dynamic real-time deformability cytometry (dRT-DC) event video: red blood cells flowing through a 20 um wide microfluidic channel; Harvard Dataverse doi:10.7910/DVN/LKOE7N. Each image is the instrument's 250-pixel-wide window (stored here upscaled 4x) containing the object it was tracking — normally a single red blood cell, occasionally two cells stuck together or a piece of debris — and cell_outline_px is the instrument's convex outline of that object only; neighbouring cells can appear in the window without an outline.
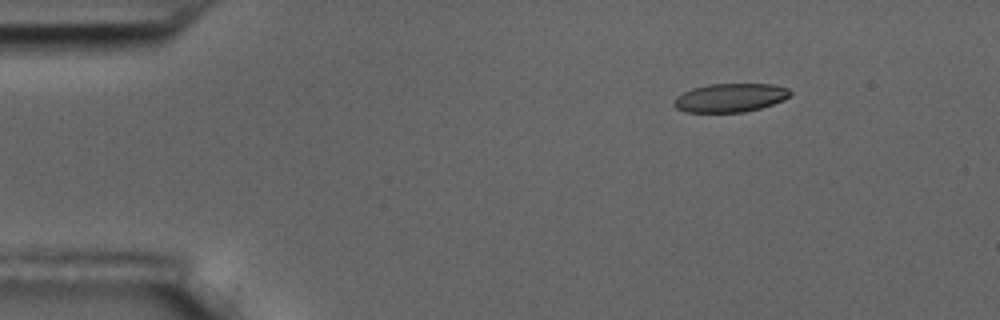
{"species": "common noctule bat (a hibernating species)", "species_latin": "Nyctalus noctula", "temperature_condition": "room temperature", "stored_images_in_passage": 4, "camera_frame_rate_fps": 3000, "um_per_image_px": 0.085, "animal": {"sex": "male", "body_mass_g": 17.5, "forearm_length_mm": 52.3}, "frame": {"image": 1, "passage_image": 2, "time_ms": 2.0, "image_size_px": [1000, 320], "cell_outline_px": [[792, 92], [784, 100], [760, 108], [744, 112], [684, 112], [676, 108], [672, 104], [676, 96], [692, 88], [708, 84], [772, 84], [788, 88]], "centroid_in_image_um": [62.04, 8.31], "position_along_channel_um": 23.0, "area_um2": 19.42}}